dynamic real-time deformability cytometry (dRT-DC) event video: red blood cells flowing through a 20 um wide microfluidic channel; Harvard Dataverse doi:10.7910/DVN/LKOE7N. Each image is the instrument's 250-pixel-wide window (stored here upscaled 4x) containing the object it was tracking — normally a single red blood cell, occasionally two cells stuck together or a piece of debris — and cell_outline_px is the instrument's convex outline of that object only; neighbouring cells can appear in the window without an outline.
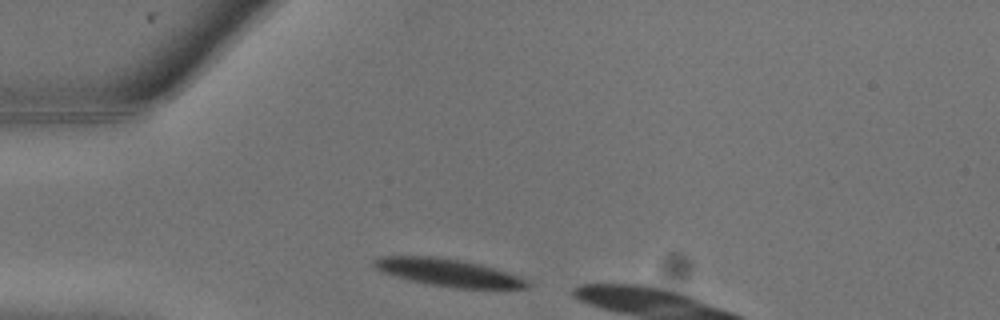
{"species": "common noctule bat (a hibernating species)", "species_latin": "Nyctalus noctula", "temperature_condition": "warm", "stored_images_in_passage": 2, "camera_frame_rate_fps": 3000, "um_per_image_px": 0.085, "animal": {"sex": "male", "body_mass_g": 13.3}, "frame": {"image": 1, "passage_image": 1, "time_ms": 0.0, "image_size_px": [1000, 320], "cell_outline_px": [[532, 284], [528, 288], [456, 288], [432, 284], [412, 280], [396, 276], [384, 272], [376, 268], [372, 264], [372, 260], [380, 256], [436, 256], [460, 260], [480, 264], [520, 276]], "centroid_in_image_um": [38.12, 23.15], "position_along_channel_um": 46.9, "area_um2": 24.22}}